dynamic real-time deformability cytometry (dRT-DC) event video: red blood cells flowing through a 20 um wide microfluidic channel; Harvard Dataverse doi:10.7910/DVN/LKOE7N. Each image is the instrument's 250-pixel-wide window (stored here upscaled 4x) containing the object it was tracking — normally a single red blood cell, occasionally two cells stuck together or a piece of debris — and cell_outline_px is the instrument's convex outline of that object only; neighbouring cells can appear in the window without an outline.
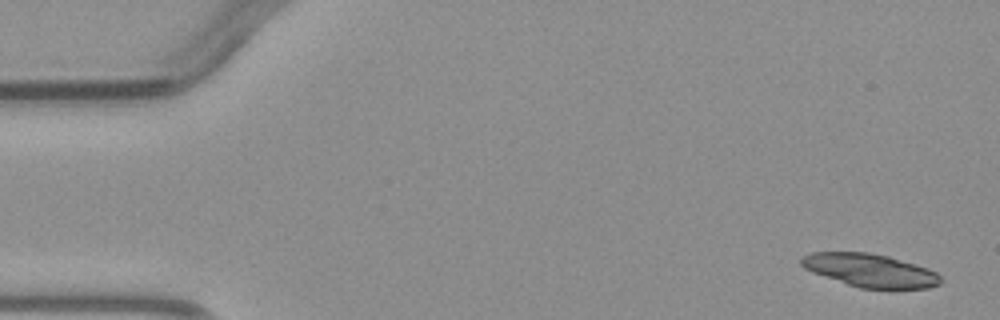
{"species": "common noctule bat (a hibernating species)", "species_latin": "Nyctalus noctula", "temperature_condition": "warm", "stored_images_in_passage": 4, "camera_frame_rate_fps": 3000, "um_per_image_px": 0.085, "animal": {"sex": "male", "body_mass_g": 23.1, "forearm_length_mm": 52.7}, "frame": {"image": 1, "passage_image": 1, "time_ms": 0.0, "image_size_px": [1000, 320], "cell_outline_px": [[944, 280], [940, 284], [928, 288], [860, 288], [812, 272], [804, 268], [800, 264], [800, 256], [812, 252], [868, 252], [888, 256], [916, 264], [928, 268], [936, 272]], "centroid_in_image_um": [73.96, 22.97], "position_along_channel_um": 11.0, "area_um2": 26.93}}